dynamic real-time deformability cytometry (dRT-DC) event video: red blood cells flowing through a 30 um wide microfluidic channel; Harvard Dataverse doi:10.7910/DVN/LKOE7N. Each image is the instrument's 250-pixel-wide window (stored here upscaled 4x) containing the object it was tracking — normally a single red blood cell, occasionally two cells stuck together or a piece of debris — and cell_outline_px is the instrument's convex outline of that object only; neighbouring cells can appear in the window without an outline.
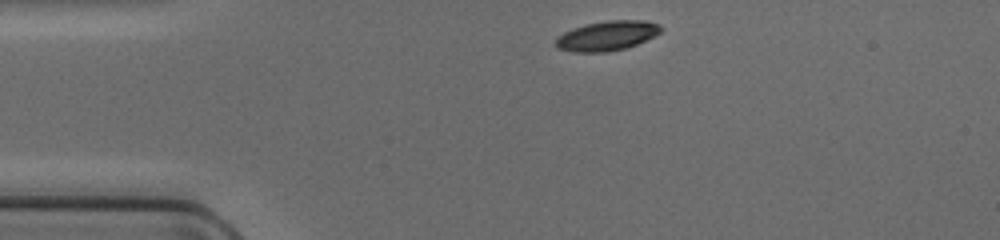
{"species": "common noctule bat (a hibernating species)", "species_latin": "Nyctalus noctula", "temperature_condition": "cold", "stored_images_in_passage": 39, "camera_frame_rate_fps": 3000, "um_per_image_px": 0.085, "animal": {"sex": "female", "body_mass_g": 17.0, "forearm_length_mm": 48.0}, "frame": {"image": 1, "passage_image": 1, "time_ms": 0.0, "image_size_px": [1000, 240], "cell_outline_px": [[664, 28], [660, 32], [636, 44], [624, 48], [608, 52], [572, 52], [556, 48], [556, 36], [572, 28], [584, 24], [608, 20], [648, 20], [660, 24]], "centroid_in_image_um": [51.57, 3.03], "position_along_channel_um": 33.4, "area_um2": 18.32}}
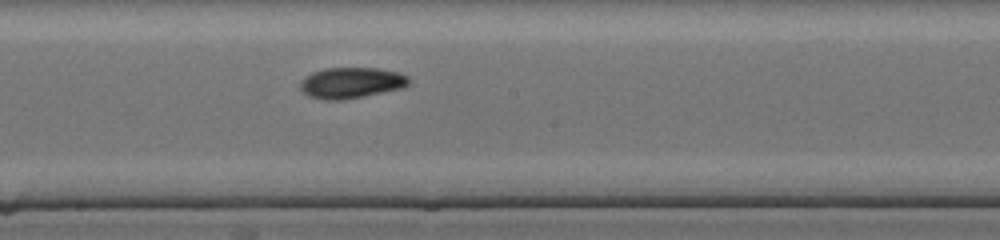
{"frame": {"image": 2, "passage_image": 17, "time_ms": 5.333, "image_size_px": [1000, 240], "cell_outline_px": [[412, 80], [404, 88], [340, 100], [328, 100], [308, 96], [300, 88], [300, 80], [304, 76], [312, 72], [324, 68], [376, 68], [400, 72], [408, 76]], "centroid_in_image_um": [29.86, 7.02], "position_along_channel_um": 218.3, "area_um2": 19.65}}
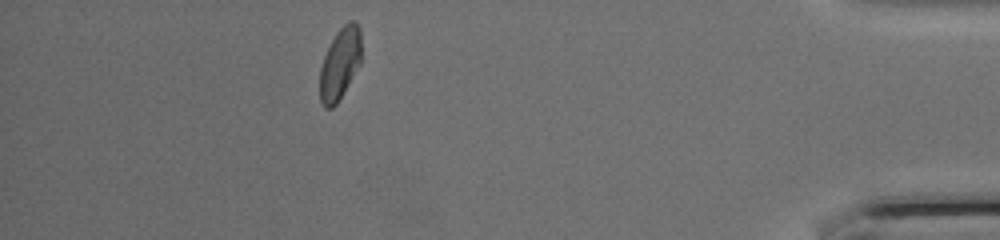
{"frame": {"image": 3, "passage_image": 34, "time_ms": 11.0, "image_size_px": [1000, 240], "cell_outline_px": [[360, 64], [336, 104], [332, 108], [324, 108], [320, 100], [320, 68], [324, 56], [336, 32], [348, 20], [352, 20], [360, 28]], "centroid_in_image_um": [28.88, 5.41], "position_along_channel_um": 406.3, "area_um2": 17.05}}